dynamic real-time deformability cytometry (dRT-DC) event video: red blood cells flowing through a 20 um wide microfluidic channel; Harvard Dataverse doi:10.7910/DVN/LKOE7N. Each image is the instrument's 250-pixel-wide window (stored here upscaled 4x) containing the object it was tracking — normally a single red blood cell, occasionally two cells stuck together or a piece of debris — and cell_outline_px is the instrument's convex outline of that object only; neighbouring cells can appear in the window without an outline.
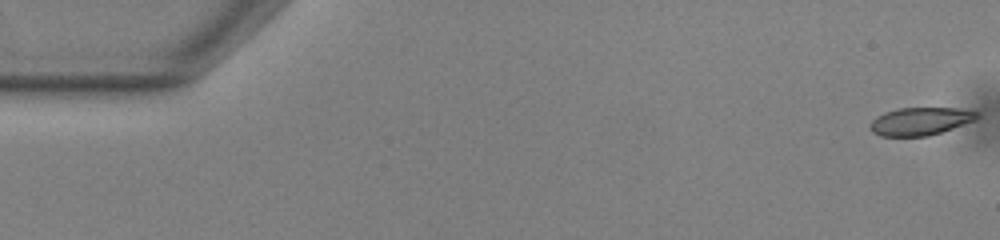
{"species": "common noctule bat (a hibernating species)", "species_latin": "Nyctalus noctula", "temperature_condition": "warm", "stored_images_in_passage": 54, "camera_frame_rate_fps": 3000, "um_per_image_px": 0.085, "animal": {"sex": "male", "body_mass_g": 13.0, "forearm_length_mm": 53.1}, "frame": {"image": 1, "passage_image": 1, "time_ms": 0.0, "image_size_px": [1000, 240], "cell_outline_px": [[980, 116], [976, 120], [928, 136], [880, 136], [872, 132], [872, 120], [876, 116], [884, 112], [896, 108], [956, 108], [980, 112]], "centroid_in_image_um": [78.25, 10.3], "position_along_channel_um": 6.8, "area_um2": 17.28}}
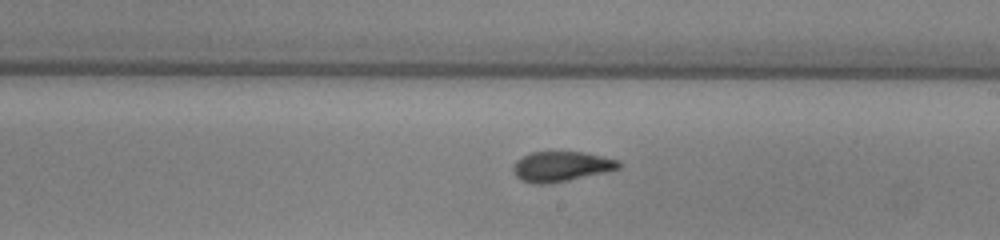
{"frame": {"image": 2, "passage_image": 31, "time_ms": 10.0, "image_size_px": [1000, 240], "cell_outline_px": [[620, 168], [604, 172], [568, 180], [548, 184], [532, 184], [520, 180], [512, 172], [512, 168], [516, 160], [532, 152], [580, 152], [620, 160]], "centroid_in_image_um": [47.65, 14.16], "position_along_channel_um": 241.3, "area_um2": 18.38}}
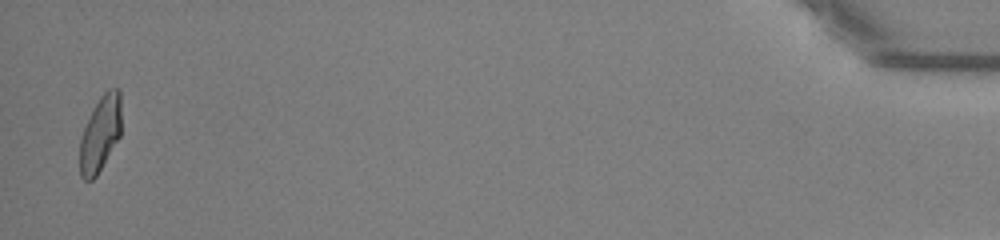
{"frame": {"image": 3, "passage_image": 53, "time_ms": 17.333, "image_size_px": [1000, 240], "cell_outline_px": [[120, 136], [96, 176], [92, 180], [84, 180], [80, 176], [80, 140], [84, 128], [100, 96], [108, 88], [120, 88]], "centroid_in_image_um": [8.52, 11.37], "position_along_channel_um": 426.7, "area_um2": 17.98}, "authors_computed_cell_mechanics": {"area_um2": 18.9295, "velocity_mm_per_s": 3.8301, "shape_relaxation_time_tau1_ms": 5.9035, "shape_relaxation_time_tau2_ms": 1.5962, "deformation_change_tau1": 0.2028, "deformation_change_tau2": 0.0841}}